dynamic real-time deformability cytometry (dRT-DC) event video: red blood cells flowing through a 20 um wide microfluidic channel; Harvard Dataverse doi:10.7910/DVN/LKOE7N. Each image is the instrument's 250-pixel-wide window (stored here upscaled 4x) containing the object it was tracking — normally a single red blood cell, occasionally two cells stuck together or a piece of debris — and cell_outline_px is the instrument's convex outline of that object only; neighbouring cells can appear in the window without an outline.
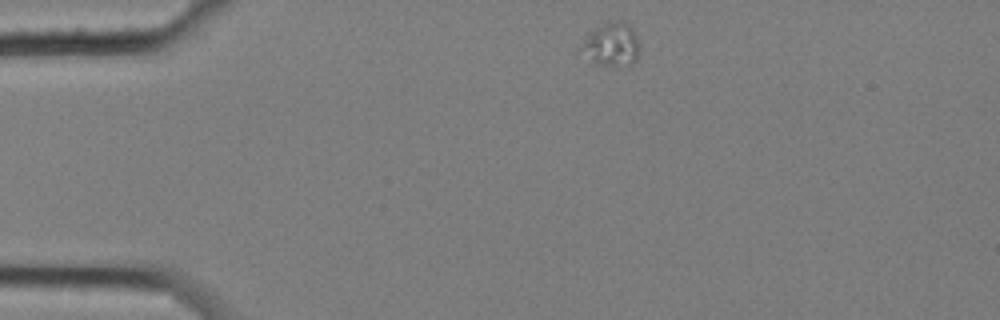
{"species": "common noctule bat (a hibernating species)", "species_latin": "Nyctalus noctula", "temperature_condition": "cold", "stored_images_in_passage": 3, "segment_of_instrument_passage": [1, 2], "camera_frame_rate_fps": 3000, "um_per_image_px": 0.085, "animal": {"sex": "female", "body_mass_g": 25.1}, "frame": {"image": 1, "passage_image": 1, "time_ms": 0.0, "image_size_px": [1000, 320], "cell_outline_px": [[640, 52], [636, 60], [632, 64], [604, 64], [592, 60], [580, 48], [584, 40], [596, 28], [608, 20], [616, 20], [628, 24], [632, 28], [640, 44]], "centroid_in_image_um": [52.05, 3.73], "position_along_channel_um": 32.9, "area_um2": 14.22}}